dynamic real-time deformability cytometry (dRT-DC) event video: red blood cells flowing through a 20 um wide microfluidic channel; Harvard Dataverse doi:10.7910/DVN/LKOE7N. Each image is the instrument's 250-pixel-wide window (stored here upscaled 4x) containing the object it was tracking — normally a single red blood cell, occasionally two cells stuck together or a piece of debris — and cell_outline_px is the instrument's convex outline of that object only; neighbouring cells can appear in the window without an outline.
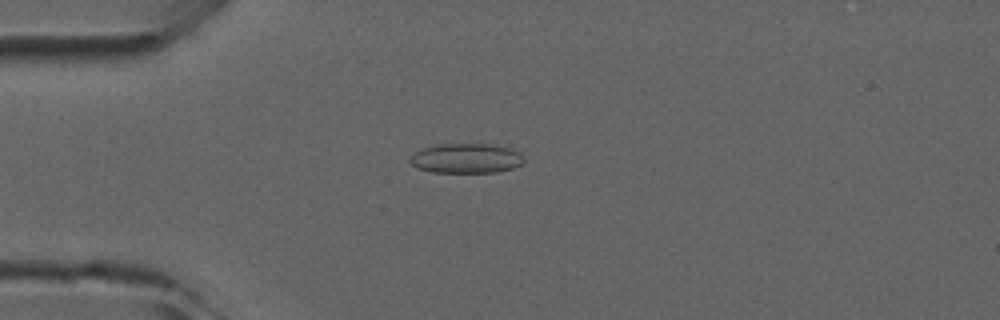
{"species": "common noctule bat (a hibernating species)", "species_latin": "Nyctalus noctula", "temperature_condition": "room temperature", "stored_images_in_passage": 6, "camera_frame_rate_fps": 3000, "um_per_image_px": 0.085, "animal": {"sex": "male", "forearm_length_mm": 52.5}, "frame": {"image": 1, "passage_image": 4, "time_ms": 3.667, "image_size_px": [1000, 320], "cell_outline_px": [[524, 160], [520, 164], [512, 168], [496, 172], [432, 172], [416, 168], [408, 160], [420, 148], [440, 144], [496, 144], [512, 148], [520, 152], [524, 156]], "centroid_in_image_um": [39.64, 13.45], "position_along_channel_um": 45.4, "area_um2": 19.88}}
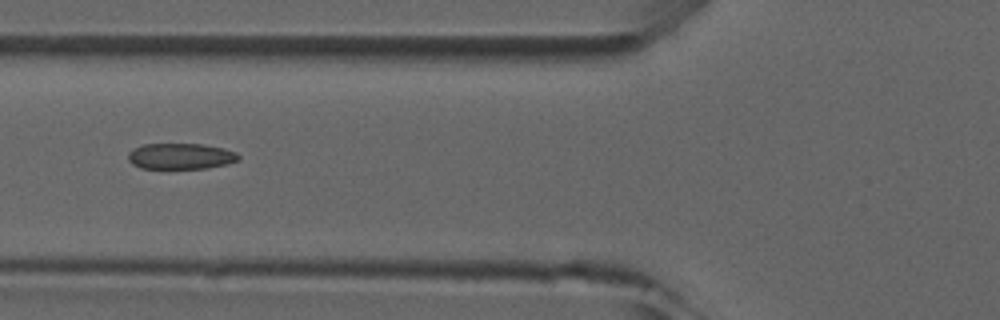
{"frame": {"image": 2, "passage_image": 6, "time_ms": 5.667, "image_size_px": [1000, 320], "cell_outline_px": [[240, 160], [228, 164], [204, 168], [140, 168], [132, 164], [128, 160], [128, 152], [132, 148], [144, 144], [204, 144], [224, 148], [236, 152], [240, 156]], "centroid_in_image_um": [15.36, 13.27], "position_along_channel_um": 110.4, "area_um2": 16.82}}